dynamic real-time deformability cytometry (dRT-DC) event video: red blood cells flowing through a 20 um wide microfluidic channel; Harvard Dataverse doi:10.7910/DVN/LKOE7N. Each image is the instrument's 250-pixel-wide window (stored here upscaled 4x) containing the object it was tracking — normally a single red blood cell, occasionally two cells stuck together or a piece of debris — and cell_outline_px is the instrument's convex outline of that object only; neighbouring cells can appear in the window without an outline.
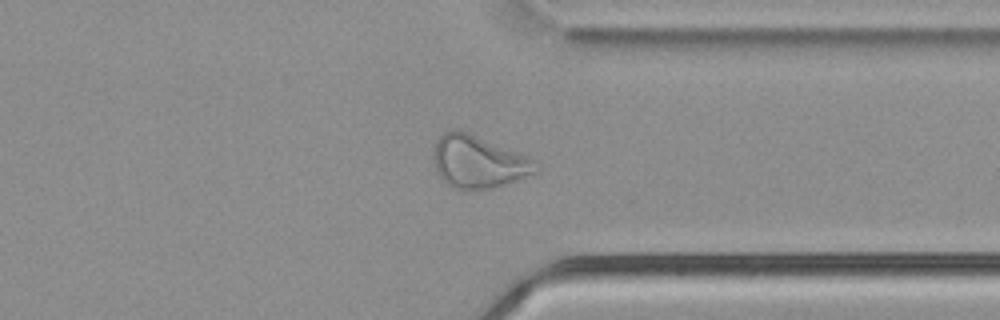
{"species": "common noctule bat (a hibernating species)", "species_latin": "Nyctalus noctula", "temperature_condition": "cold", "stored_images_in_passage": 53, "camera_frame_rate_fps": 3000, "um_per_image_px": 0.085, "animal": {"sex": "male", "body_mass_g": 21.5, "forearm_length_mm": 52.0}, "frame": {"image": 1, "passage_image": 41, "time_ms": 13.333, "image_size_px": [1000, 320], "cell_outline_px": [[540, 172], [492, 188], [476, 192], [464, 192], [448, 184], [436, 172], [432, 156], [432, 152], [436, 140], [444, 132], [452, 128], [456, 128], [468, 132], [528, 156], [536, 160], [540, 164]], "centroid_in_image_um": [40.66, 13.77], "position_along_channel_um": 370.7, "area_um2": 32.14}}
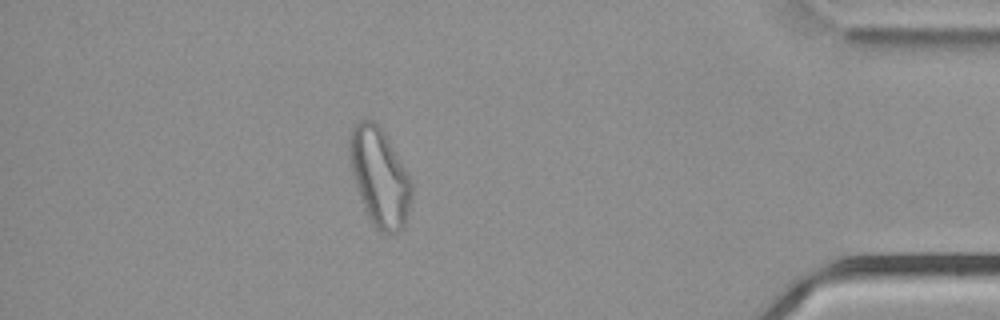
{"frame": {"image": 2, "passage_image": 47, "time_ms": 15.333, "image_size_px": [1000, 320], "cell_outline_px": [[412, 196], [404, 228], [400, 232], [380, 232], [372, 224], [364, 208], [352, 172], [348, 152], [348, 136], [356, 120], [364, 116], [372, 120], [384, 132], [404, 168], [412, 184]], "centroid_in_image_um": [32.23, 15.01], "position_along_channel_um": 403.0, "area_um2": 35.43}}